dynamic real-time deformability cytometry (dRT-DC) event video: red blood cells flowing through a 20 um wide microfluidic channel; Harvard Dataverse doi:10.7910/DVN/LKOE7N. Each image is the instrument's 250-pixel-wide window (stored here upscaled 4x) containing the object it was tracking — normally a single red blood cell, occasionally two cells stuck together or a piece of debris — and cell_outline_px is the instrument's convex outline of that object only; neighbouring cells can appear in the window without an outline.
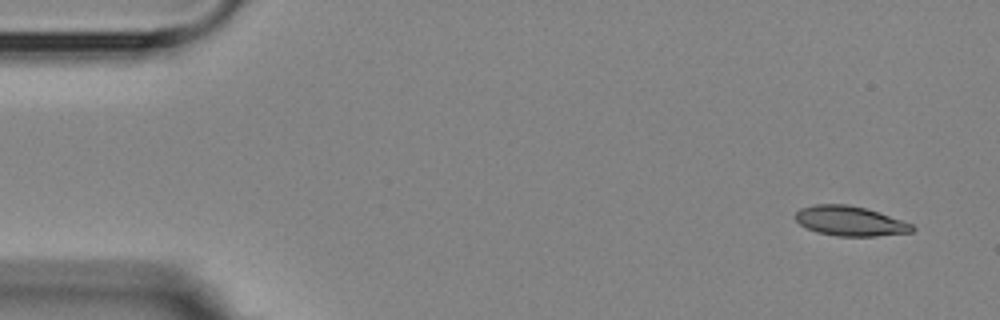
{"species": "Egyptian fruit bat (a non-hibernating species)", "species_latin": "Rousettus aegyptiacus", "temperature_condition": "room temperature", "stored_images_in_passage": 7, "camera_frame_rate_fps": 3000, "um_per_image_px": 0.085, "animal": {"sex": "female"}, "frame": {"image": 1, "passage_image": 1, "time_ms": 0.0, "image_size_px": [1000, 320], "cell_outline_px": [[916, 228], [912, 232], [876, 236], [836, 236], [816, 232], [800, 224], [792, 216], [800, 208], [816, 204], [848, 204], [864, 208], [912, 224]], "centroid_in_image_um": [72.2, 18.79], "position_along_channel_um": 12.8, "area_um2": 20.11}}
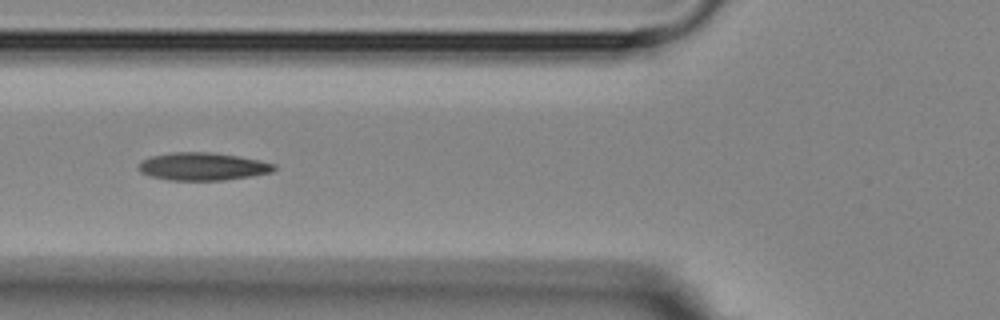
{"frame": {"image": 2, "passage_image": 5, "time_ms": 5.667, "image_size_px": [1000, 320], "cell_outline_px": [[276, 168], [272, 172], [252, 176], [224, 180], [168, 180], [152, 176], [140, 172], [136, 168], [144, 160], [152, 156], [172, 152], [212, 152], [240, 156], [260, 160], [276, 164]], "centroid_in_image_um": [17.27, 14.15], "position_along_channel_um": 108.5, "area_um2": 21.96}}
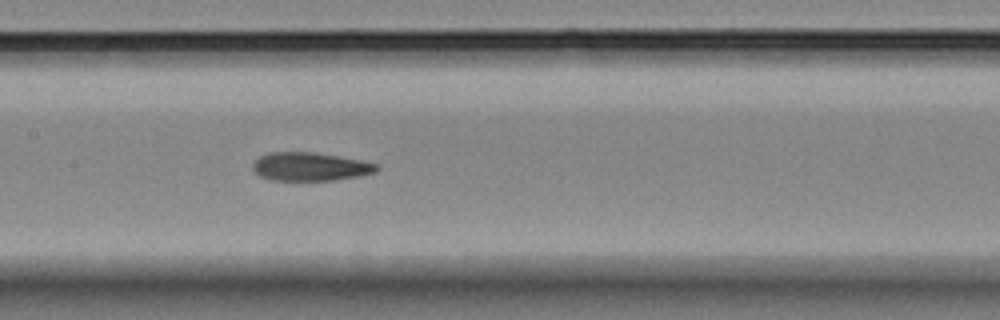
{"frame": {"image": 3, "passage_image": 7, "time_ms": 7.667, "image_size_px": [1000, 320], "cell_outline_px": [[380, 168], [376, 172], [360, 176], [332, 180], [272, 180], [260, 176], [252, 168], [252, 164], [260, 156], [268, 152], [316, 152], [364, 160], [380, 164]], "centroid_in_image_um": [26.42, 14.15], "position_along_channel_um": 181.0, "area_um2": 20.75}}